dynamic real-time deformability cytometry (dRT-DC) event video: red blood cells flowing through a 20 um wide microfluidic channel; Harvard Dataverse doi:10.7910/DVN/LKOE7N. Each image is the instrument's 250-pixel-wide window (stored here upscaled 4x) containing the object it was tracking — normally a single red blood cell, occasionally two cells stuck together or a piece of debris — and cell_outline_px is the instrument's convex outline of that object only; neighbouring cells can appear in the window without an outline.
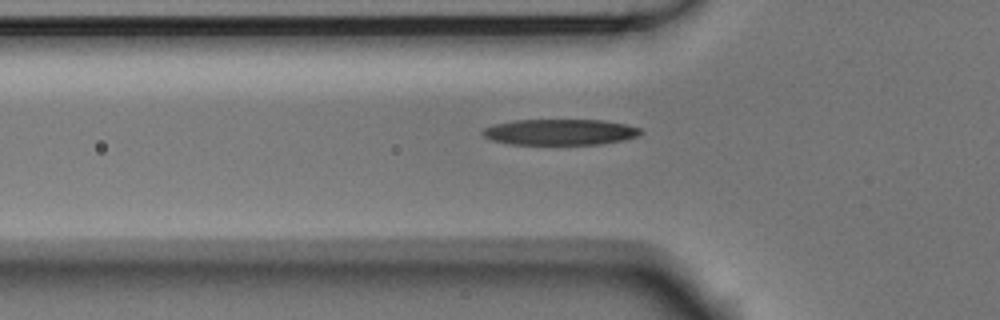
{"species": "Egyptian fruit bat (a non-hibernating species)", "species_latin": "Rousettus aegyptiacus", "temperature_condition": "room temperature", "stored_images_in_passage": 36, "camera_frame_rate_fps": 3000, "um_per_image_px": 0.085, "animal": {"sex": "male"}, "frame": {"image": 1, "passage_image": 4, "time_ms": 1.0, "image_size_px": [1000, 320], "cell_outline_px": [[640, 132], [636, 136], [624, 140], [600, 144], [508, 144], [492, 140], [484, 136], [480, 132], [484, 128], [492, 124], [516, 120], [604, 120], [624, 124], [640, 128]], "centroid_in_image_um": [47.55, 11.22], "position_along_channel_um": 78.3, "area_um2": 23.76}}
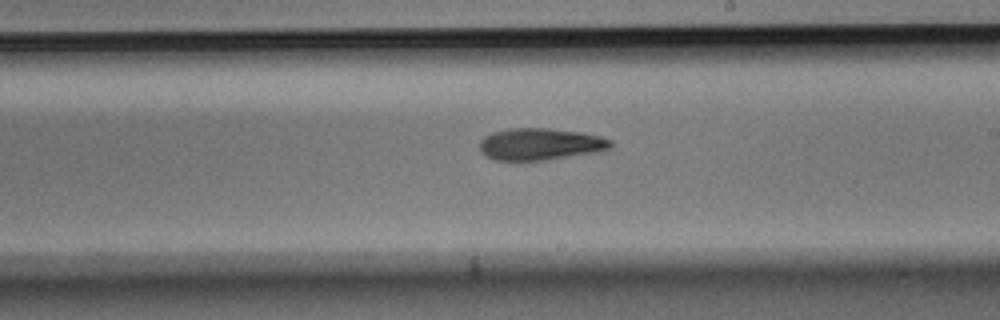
{"frame": {"image": 2, "passage_image": 17, "time_ms": 5.333, "image_size_px": [1000, 320], "cell_outline_px": [[612, 144], [608, 148], [600, 152], [544, 160], [496, 160], [488, 156], [480, 148], [480, 140], [484, 136], [492, 132], [512, 128], [548, 128], [580, 132], [600, 136], [612, 140]], "centroid_in_image_um": [45.95, 12.24], "position_along_channel_um": 243.1, "area_um2": 24.22}}
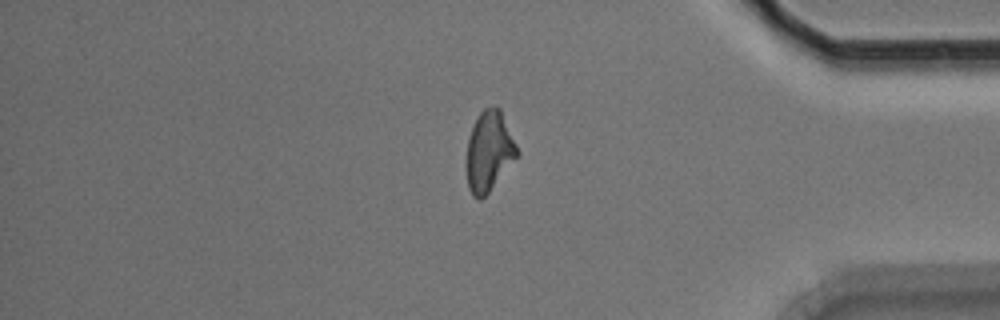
{"frame": {"image": 3, "passage_image": 31, "time_ms": 10.0, "image_size_px": [1000, 320], "cell_outline_px": [[520, 152], [488, 192], [480, 200], [476, 200], [472, 196], [468, 188], [468, 140], [472, 128], [480, 112], [484, 108], [500, 108]], "centroid_in_image_um": [41.58, 12.87], "position_along_channel_um": 393.6, "area_um2": 22.89}, "authors_computed_cell_mechanics": {"area_um2": 24.1026, "velocity_mm_per_s": 3.7829, "shape_relaxation_time_tau1_ms": 3.7713, "shape_relaxation_time_tau2_ms": null, "deformation_change_tau1": 0.1597, "deformation_change_tau2": null}}